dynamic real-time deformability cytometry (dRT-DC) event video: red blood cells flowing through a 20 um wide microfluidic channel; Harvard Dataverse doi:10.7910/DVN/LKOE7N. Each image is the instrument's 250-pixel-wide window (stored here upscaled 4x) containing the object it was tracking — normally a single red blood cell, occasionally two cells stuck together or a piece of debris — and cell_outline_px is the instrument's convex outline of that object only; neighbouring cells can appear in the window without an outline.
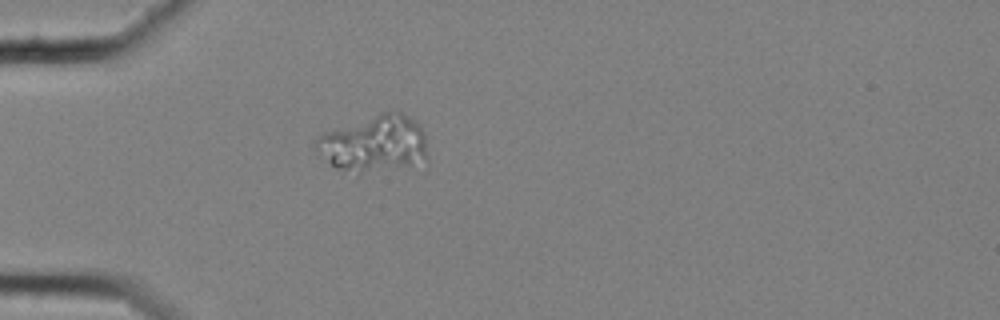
{"species": "common noctule bat (a hibernating species)", "species_latin": "Nyctalus noctula", "temperature_condition": "cold", "stored_images_in_passage": 7, "camera_frame_rate_fps": 3000, "um_per_image_px": 0.085, "animal": {"sex": "female", "body_mass_g": 25.1}, "frame": {"image": 1, "passage_image": 1, "time_ms": 0.0, "image_size_px": [1000, 320], "cell_outline_px": [[428, 164], [360, 172], [336, 168], [316, 148], [312, 140], [324, 132], [380, 112], [400, 112], [416, 120], [420, 124], [424, 132], [428, 156]], "centroid_in_image_um": [31.89, 12.19], "position_along_channel_um": 53.1, "area_um2": 36.88}}